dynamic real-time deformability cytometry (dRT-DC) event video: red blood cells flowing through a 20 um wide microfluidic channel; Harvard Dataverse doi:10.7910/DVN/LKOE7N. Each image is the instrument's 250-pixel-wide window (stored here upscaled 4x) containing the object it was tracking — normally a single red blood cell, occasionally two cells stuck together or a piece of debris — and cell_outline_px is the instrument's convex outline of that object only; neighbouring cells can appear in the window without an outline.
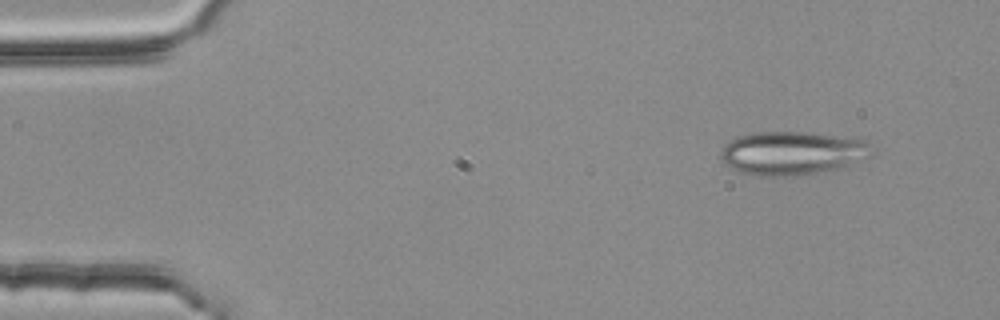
{"species": "common noctule bat (a hibernating species)", "species_latin": "Nyctalus noctula", "temperature_condition": "room temperature", "stored_images_in_passage": 2, "camera_frame_rate_fps": 3000, "um_per_image_px": 0.085, "animal": {"sex": "female", "body_mass_g": 25.1}, "frame": {"image": 1, "passage_image": 1, "time_ms": 0.0, "image_size_px": [1000, 320], "cell_outline_px": [[868, 156], [848, 164], [836, 168], [812, 172], [784, 176], [756, 176], [740, 172], [724, 164], [720, 160], [720, 152], [724, 144], [740, 136], [752, 132], [808, 132], [864, 140], [868, 144]], "centroid_in_image_um": [67.19, 13.0], "position_along_channel_um": 17.8, "area_um2": 37.4}}